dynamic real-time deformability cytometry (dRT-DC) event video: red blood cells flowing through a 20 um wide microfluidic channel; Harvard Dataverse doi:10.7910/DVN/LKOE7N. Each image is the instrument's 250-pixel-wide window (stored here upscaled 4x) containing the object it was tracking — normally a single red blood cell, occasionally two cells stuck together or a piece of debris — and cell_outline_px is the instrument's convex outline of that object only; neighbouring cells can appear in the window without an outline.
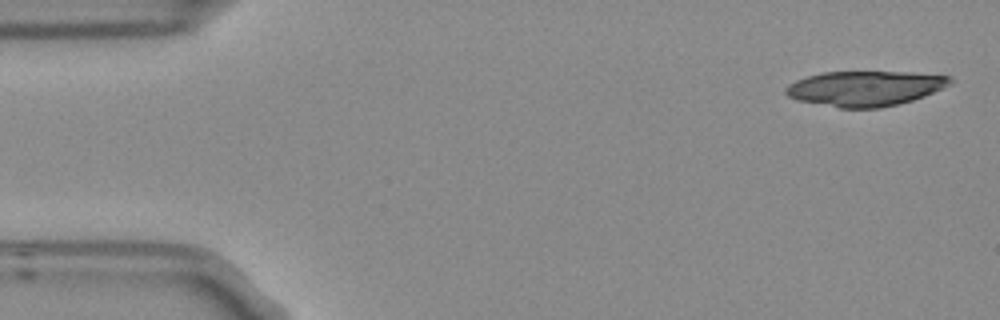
{"species": "Egyptian fruit bat (a non-hibernating species)", "species_latin": "Rousettus aegyptiacus", "temperature_condition": "room temperature", "stored_images_in_passage": 3, "camera_frame_rate_fps": 3000, "um_per_image_px": 0.085, "frame": {"image": 1, "passage_image": 1, "time_ms": 0.0, "image_size_px": [1000, 320], "cell_outline_px": [[952, 80], [948, 84], [924, 96], [912, 100], [880, 108], [840, 108], [796, 100], [788, 96], [784, 92], [784, 88], [788, 84], [796, 80], [808, 76], [824, 72], [912, 72], [952, 76]], "centroid_in_image_um": [73.48, 7.51], "position_along_channel_um": 11.5, "area_um2": 33.47}}